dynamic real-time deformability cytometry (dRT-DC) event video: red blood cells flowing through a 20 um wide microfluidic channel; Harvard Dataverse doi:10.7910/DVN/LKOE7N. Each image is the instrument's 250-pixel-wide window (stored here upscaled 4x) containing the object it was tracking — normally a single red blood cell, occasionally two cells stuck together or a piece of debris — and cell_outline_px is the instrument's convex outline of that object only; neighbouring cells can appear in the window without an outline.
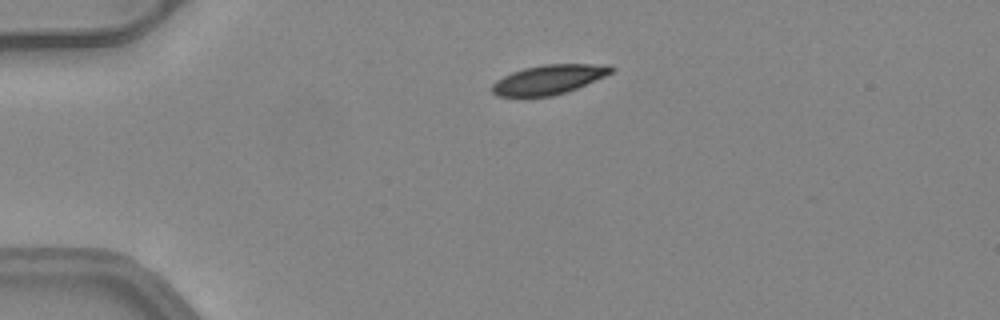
{"species": "common noctule bat (a hibernating species)", "species_latin": "Nyctalus noctula", "temperature_condition": "warm", "stored_images_in_passage": 41, "camera_frame_rate_fps": 3000, "um_per_image_px": 0.085, "animal": {"sex": "female", "body_mass_g": 24.6, "forearm_length_mm": 56.2}, "frame": {"image": 1, "passage_image": 2, "time_ms": 0.333, "image_size_px": [1000, 320], "cell_outline_px": [[612, 72], [604, 76], [576, 88], [552, 96], [496, 96], [492, 92], [492, 84], [496, 80], [512, 72], [524, 68], [544, 64], [608, 64], [612, 68]], "centroid_in_image_um": [46.61, 6.75], "position_along_channel_um": 38.4, "area_um2": 20.11}}
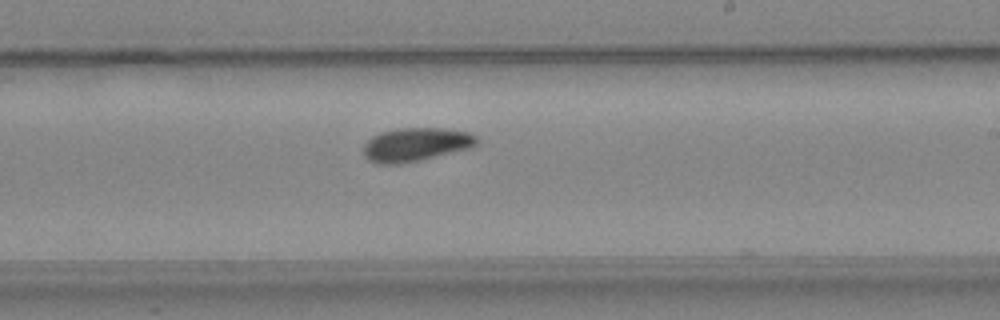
{"frame": {"image": 2, "passage_image": 21, "time_ms": 6.667, "image_size_px": [1000, 320], "cell_outline_px": [[480, 140], [476, 144], [468, 148], [420, 160], [400, 164], [376, 164], [368, 160], [364, 156], [364, 144], [372, 136], [380, 132], [396, 128], [440, 128], [468, 132], [476, 136]], "centroid_in_image_um": [35.3, 12.28], "position_along_channel_um": 253.7, "area_um2": 22.14}}
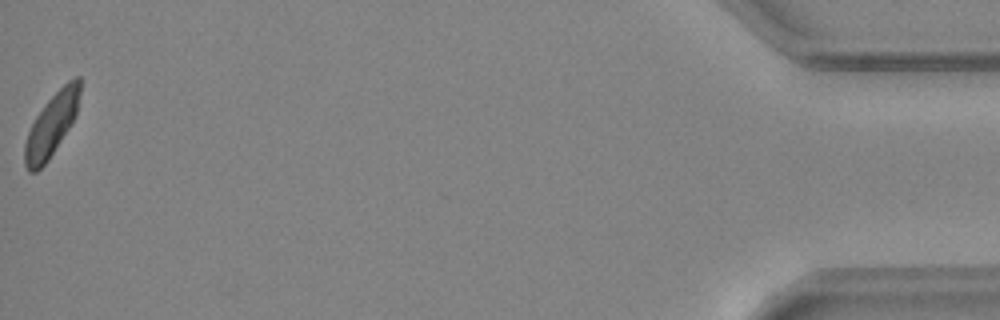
{"frame": {"image": 3, "passage_image": 41, "time_ms": 13.333, "image_size_px": [1000, 320], "cell_outline_px": [[80, 92], [76, 116], [48, 160], [36, 172], [28, 172], [24, 164], [24, 144], [28, 132], [36, 116], [48, 100], [68, 80], [76, 76], [80, 76]], "centroid_in_image_um": [4.37, 10.62], "position_along_channel_um": 430.8, "area_um2": 19.88}, "authors_computed_cell_mechanics": {"area_um2": 21.3282, "velocity_mm_per_s": 4.085, "shape_relaxation_time_tau1_ms": 5.3035, "shape_relaxation_time_tau2_ms": null, "deformation_change_tau1": 0.1472, "deformation_change_tau2": null}}